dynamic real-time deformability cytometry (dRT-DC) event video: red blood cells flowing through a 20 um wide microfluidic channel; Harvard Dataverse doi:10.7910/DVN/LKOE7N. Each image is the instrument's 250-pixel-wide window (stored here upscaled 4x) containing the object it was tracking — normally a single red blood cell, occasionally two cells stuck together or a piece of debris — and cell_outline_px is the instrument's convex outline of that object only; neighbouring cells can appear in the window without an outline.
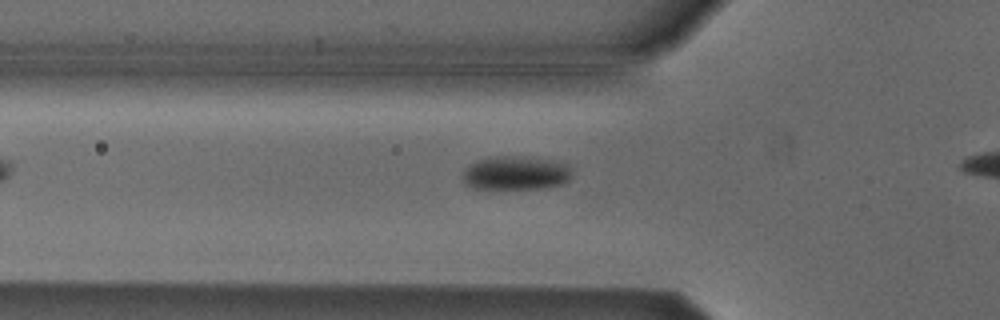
{"species": "Egyptian fruit bat (a non-hibernating species)", "species_latin": "Rousettus aegyptiacus", "temperature_condition": "cold", "stored_images_in_passage": 30, "camera_frame_rate_fps": 3000, "um_per_image_px": 0.085, "animal": {"sex": "male"}, "frame": {"image": 1, "passage_image": 4, "time_ms": 1.0, "image_size_px": [1000, 320], "cell_outline_px": [[572, 176], [564, 184], [544, 188], [476, 188], [464, 184], [464, 172], [476, 160], [496, 156], [520, 156], [552, 160], [568, 164]], "centroid_in_image_um": [43.89, 14.7], "position_along_channel_um": 81.9, "area_um2": 21.33}}
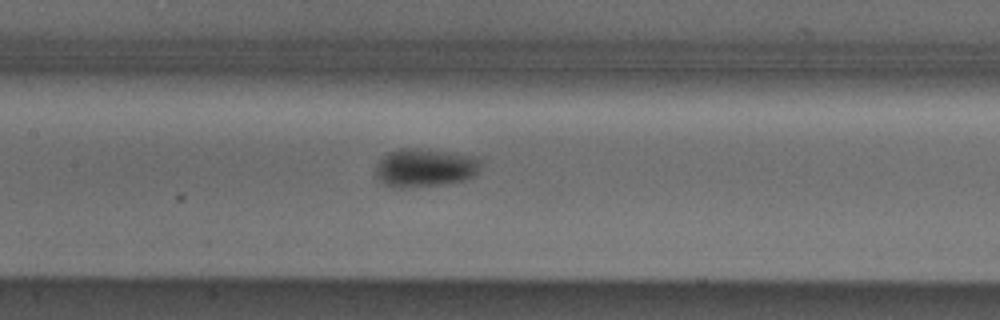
{"frame": {"image": 2, "passage_image": 11, "time_ms": 3.333, "image_size_px": [1000, 320], "cell_outline_px": [[480, 164], [476, 172], [472, 176], [464, 180], [448, 184], [396, 188], [384, 184], [376, 176], [376, 164], [388, 152], [396, 148], [420, 148], [476, 156], [480, 160]], "centroid_in_image_um": [36.09, 14.25], "position_along_channel_um": 171.3, "area_um2": 23.52}}
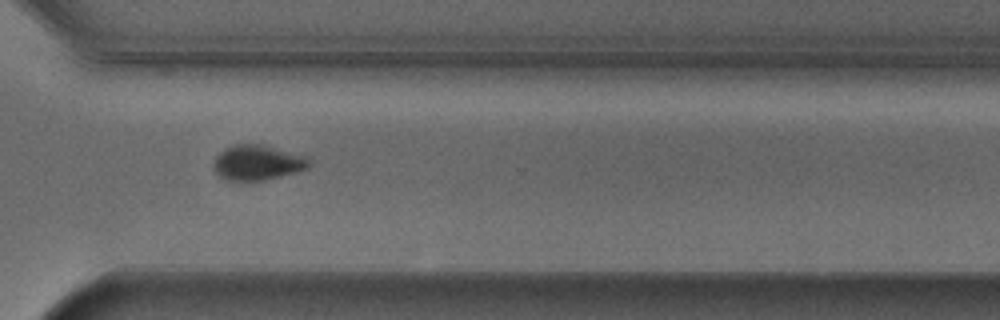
{"frame": {"image": 3, "passage_image": 25, "time_ms": 8.0, "image_size_px": [1000, 320], "cell_outline_px": [[312, 164], [308, 168], [280, 176], [264, 180], [228, 180], [220, 176], [216, 172], [212, 164], [216, 156], [224, 148], [232, 144], [260, 144], [304, 156]], "centroid_in_image_um": [21.84, 13.81], "position_along_channel_um": 348.8, "area_um2": 19.25}}